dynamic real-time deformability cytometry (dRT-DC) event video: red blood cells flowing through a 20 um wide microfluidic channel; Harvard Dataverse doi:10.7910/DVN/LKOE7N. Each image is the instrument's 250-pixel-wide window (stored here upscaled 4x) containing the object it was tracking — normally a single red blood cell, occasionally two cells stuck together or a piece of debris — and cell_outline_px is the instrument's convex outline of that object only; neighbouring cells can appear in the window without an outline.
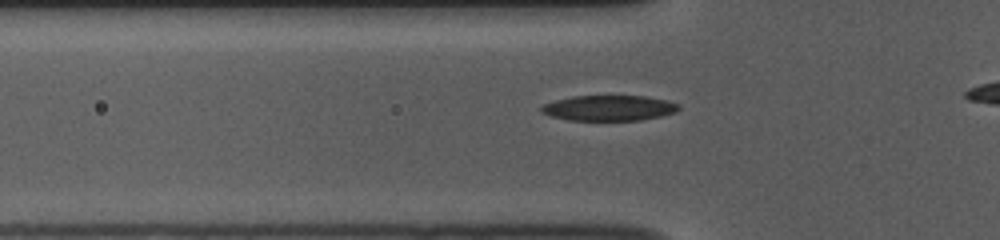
{"species": "common noctule bat (a hibernating species)", "species_latin": "Nyctalus noctula", "temperature_condition": "room temperature", "stored_images_in_passage": 31, "camera_frame_rate_fps": 3000, "um_per_image_px": 0.085, "animal": {"sex": "female", "body_mass_g": 10.0, "forearm_length_mm": 53.1}, "frame": {"image": 1, "passage_image": 5, "time_ms": 1.333, "image_size_px": [1000, 240], "cell_outline_px": [[680, 108], [676, 112], [660, 116], [640, 120], [568, 120], [552, 116], [540, 112], [540, 108], [544, 104], [556, 100], [572, 96], [644, 96], [668, 100], [680, 104]], "centroid_in_image_um": [51.78, 9.18], "position_along_channel_um": 74.0, "area_um2": 20.35}}
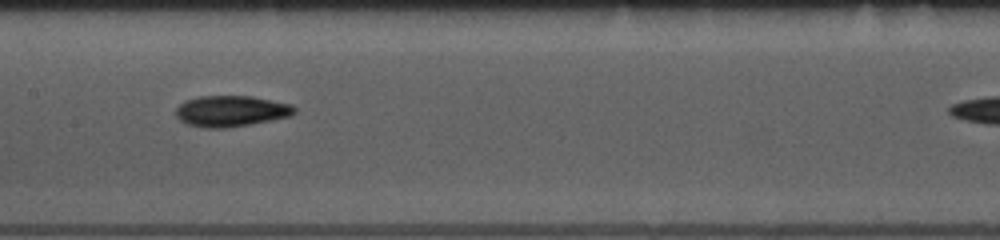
{"frame": {"image": 2, "passage_image": 14, "time_ms": 4.333, "image_size_px": [1000, 240], "cell_outline_px": [[296, 112], [288, 116], [272, 120], [224, 128], [208, 128], [188, 124], [180, 120], [176, 116], [176, 108], [184, 100], [196, 96], [252, 96], [292, 104], [296, 108]], "centroid_in_image_um": [19.63, 9.43], "position_along_channel_um": 187.8, "area_um2": 21.39}}
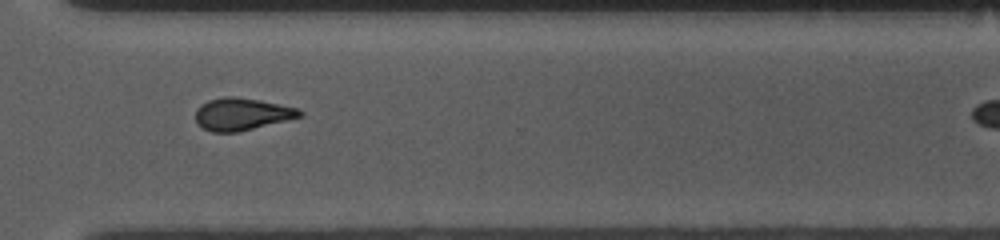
{"frame": {"image": 3, "passage_image": 27, "time_ms": 8.667, "image_size_px": [1000, 240], "cell_outline_px": [[304, 116], [236, 132], [212, 132], [196, 124], [196, 108], [200, 104], [208, 100], [224, 96], [232, 96], [260, 100], [300, 108], [304, 112]], "centroid_in_image_um": [20.56, 9.68], "position_along_channel_um": 350.0, "area_um2": 19.71}}